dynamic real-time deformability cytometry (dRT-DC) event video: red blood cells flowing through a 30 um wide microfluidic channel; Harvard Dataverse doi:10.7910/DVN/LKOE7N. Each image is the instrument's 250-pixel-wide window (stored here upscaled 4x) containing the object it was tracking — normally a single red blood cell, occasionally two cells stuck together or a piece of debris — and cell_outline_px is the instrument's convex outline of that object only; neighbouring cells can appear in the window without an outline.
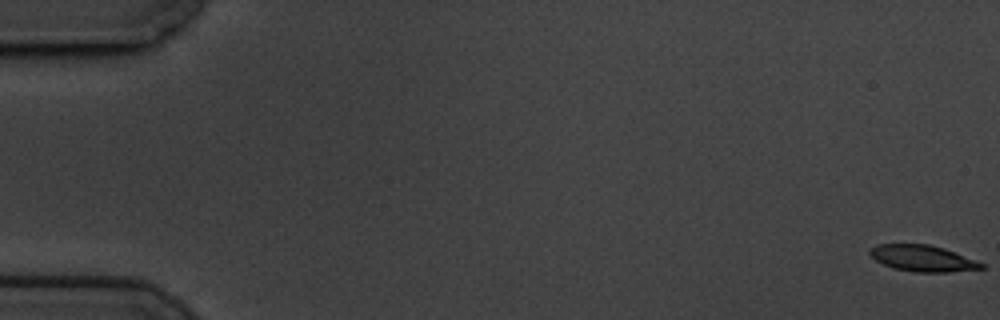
{"species": "common noctule bat (a hibernating species)", "species_latin": "Nyctalus noctula", "temperature_condition": "cold", "stored_images_in_passage": 11, "camera_frame_rate_fps": 3000, "um_per_image_px": 0.085, "animal": {"sex": "male", "body_mass_g": 19.5, "forearm_length_mm": 54.6}, "frame": {"image": 1, "passage_image": 1, "time_ms": 0.0, "image_size_px": [1000, 320], "cell_outline_px": [[984, 268], [948, 272], [916, 272], [892, 268], [876, 260], [868, 252], [868, 248], [876, 244], [928, 244], [944, 248], [976, 260], [984, 264]], "centroid_in_image_um": [78.39, 21.95], "position_along_channel_um": 6.6, "area_um2": 17.05}}